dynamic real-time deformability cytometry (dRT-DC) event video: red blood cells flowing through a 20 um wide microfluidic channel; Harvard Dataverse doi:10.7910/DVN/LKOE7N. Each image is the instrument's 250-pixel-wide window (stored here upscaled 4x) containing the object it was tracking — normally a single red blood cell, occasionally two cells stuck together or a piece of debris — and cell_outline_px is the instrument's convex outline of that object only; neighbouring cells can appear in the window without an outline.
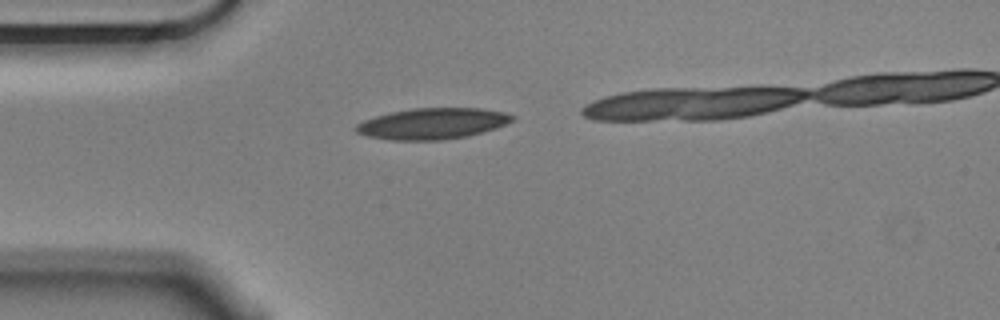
{"species": "Egyptian fruit bat (a non-hibernating species)", "species_latin": "Rousettus aegyptiacus", "temperature_condition": "cold", "stored_images_in_passage": 10, "camera_frame_rate_fps": 3000, "um_per_image_px": 0.085, "animal": {"sex": "male"}, "frame": {"image": 1, "passage_image": 1, "time_ms": 0.0, "image_size_px": [1000, 320], "cell_outline_px": [[516, 120], [496, 128], [468, 136], [440, 140], [388, 140], [368, 136], [356, 132], [352, 128], [356, 124], [364, 120], [376, 116], [392, 112], [412, 108], [480, 108], [504, 112], [516, 116]], "centroid_in_image_um": [36.77, 10.5], "position_along_channel_um": 48.2, "area_um2": 28.44}}
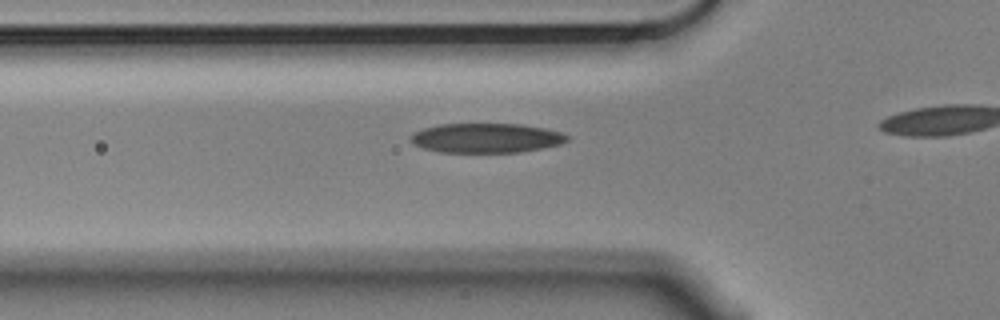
{"frame": {"image": 2, "passage_image": 5, "time_ms": 1.333, "image_size_px": [1000, 320], "cell_outline_px": [[572, 136], [568, 140], [560, 144], [520, 152], [440, 152], [424, 148], [408, 140], [408, 136], [412, 132], [424, 128], [440, 124], [520, 124], [544, 128], [560, 132]], "centroid_in_image_um": [41.31, 11.72], "position_along_channel_um": 84.5, "area_um2": 26.93}}
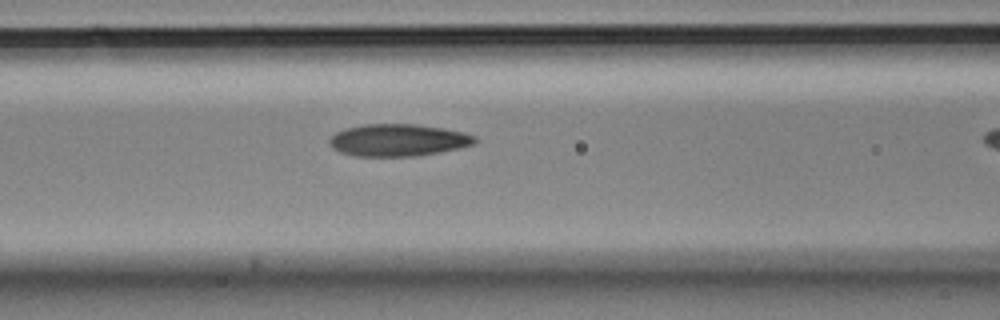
{"frame": {"image": 3, "passage_image": 9, "time_ms": 2.667, "image_size_px": [1000, 320], "cell_outline_px": [[476, 144], [460, 148], [440, 152], [416, 156], [352, 156], [340, 152], [332, 148], [328, 144], [328, 140], [336, 132], [348, 128], [364, 124], [416, 124], [444, 128], [464, 132], [476, 136]], "centroid_in_image_um": [33.85, 11.91], "position_along_channel_um": 132.7, "area_um2": 27.46}}